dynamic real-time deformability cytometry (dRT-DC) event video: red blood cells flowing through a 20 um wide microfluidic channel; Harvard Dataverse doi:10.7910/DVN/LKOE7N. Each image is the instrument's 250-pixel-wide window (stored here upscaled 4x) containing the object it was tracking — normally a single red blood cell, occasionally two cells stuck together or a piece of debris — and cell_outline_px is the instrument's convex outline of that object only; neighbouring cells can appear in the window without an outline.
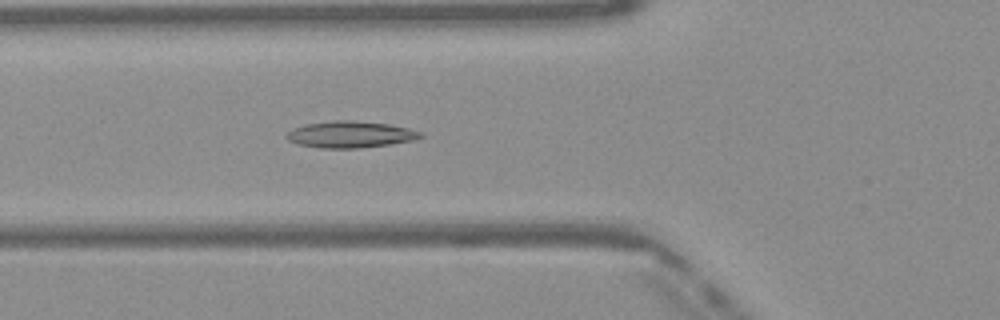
{"species": "Egyptian fruit bat (a non-hibernating species)", "species_latin": "Rousettus aegyptiacus", "temperature_condition": "warm", "stored_images_in_passage": 48, "camera_frame_rate_fps": 3000, "um_per_image_px": 0.085, "frame": {"image": 1, "passage_image": 17, "time_ms": 5.333, "image_size_px": [1000, 320], "cell_outline_px": [[424, 136], [412, 140], [388, 144], [360, 148], [320, 148], [296, 144], [288, 140], [284, 136], [292, 128], [304, 124], [332, 120], [352, 120], [388, 124], [408, 128], [424, 132]], "centroid_in_image_um": [29.73, 11.42], "position_along_channel_um": 96.1, "area_um2": 20.87}}
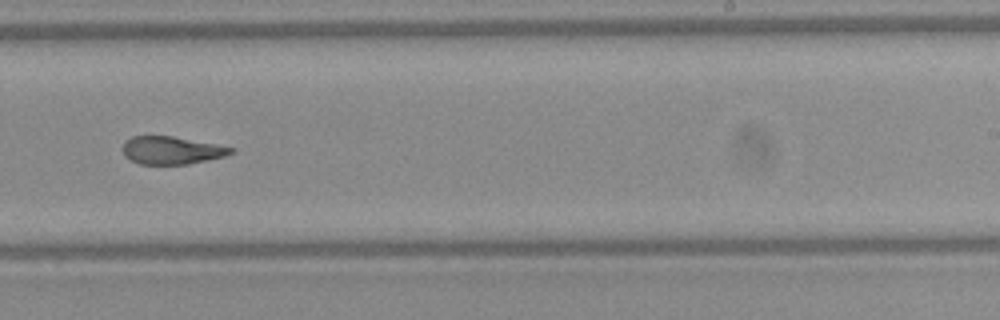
{"frame": {"image": 2, "passage_image": 30, "time_ms": 9.667, "image_size_px": [1000, 320], "cell_outline_px": [[236, 152], [224, 156], [208, 160], [188, 164], [140, 164], [124, 156], [124, 140], [132, 136], [172, 136], [216, 144], [236, 148]], "centroid_in_image_um": [14.62, 12.77], "position_along_channel_um": 274.4, "area_um2": 17.51}}
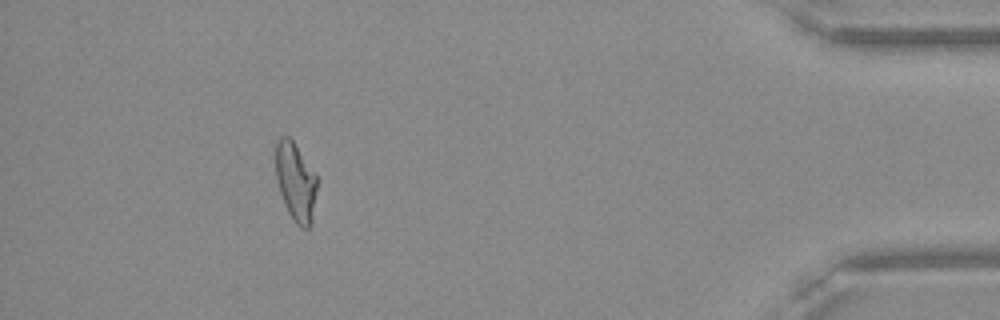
{"frame": {"image": 3, "passage_image": 44, "time_ms": 14.333, "image_size_px": [1000, 320], "cell_outline_px": [[316, 188], [312, 224], [308, 228], [300, 228], [292, 220], [284, 204], [276, 180], [276, 140], [280, 136], [288, 136], [292, 140], [316, 172]], "centroid_in_image_um": [25.13, 15.46], "position_along_channel_um": 410.1, "area_um2": 19.07}, "authors_computed_cell_mechanics": {"area_um2": 19.363, "velocity_mm_per_s": 4.1084, "shape_relaxation_time_tau1_ms": null, "shape_relaxation_time_tau2_ms": 1.377, "deformation_change_tau1": null, "deformation_change_tau2": 0.0852}}